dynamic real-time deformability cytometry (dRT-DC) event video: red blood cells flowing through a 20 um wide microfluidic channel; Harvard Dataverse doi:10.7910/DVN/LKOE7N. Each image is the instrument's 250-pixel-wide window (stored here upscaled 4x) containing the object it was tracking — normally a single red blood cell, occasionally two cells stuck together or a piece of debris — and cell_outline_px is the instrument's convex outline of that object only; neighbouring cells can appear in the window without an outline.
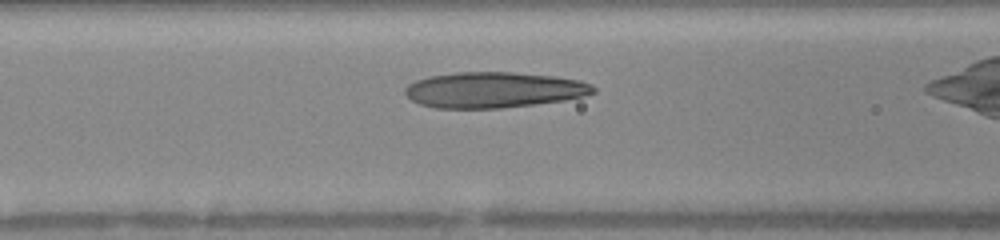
{"species": "human", "species_latin": "Homo sapiens", "temperature_condition": "warm", "stored_images_in_passage": 25, "camera_frame_rate_fps": 3000, "um_per_image_px": 0.085, "donor": {"sex": "female"}, "frame": {"image": 1, "passage_image": 5, "time_ms": 1.333, "image_size_px": [1000, 240], "cell_outline_px": [[596, 92], [584, 96], [564, 100], [500, 108], [436, 108], [420, 104], [412, 100], [404, 92], [404, 88], [408, 84], [416, 80], [428, 76], [456, 72], [512, 72], [552, 76], [576, 80], [592, 84], [596, 88]], "centroid_in_image_um": [41.94, 7.64], "position_along_channel_um": 124.7, "area_um2": 39.07}}
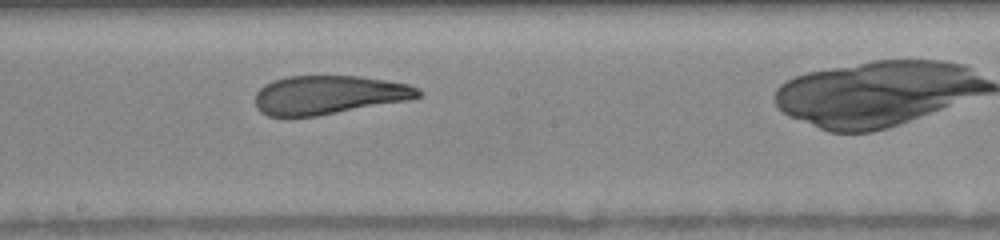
{"frame": {"image": 2, "passage_image": 12, "time_ms": 3.667, "image_size_px": [1000, 240], "cell_outline_px": [[420, 96], [408, 100], [316, 116], [268, 116], [260, 112], [256, 108], [256, 92], [264, 84], [272, 80], [288, 76], [360, 76], [408, 84], [420, 88]], "centroid_in_image_um": [27.91, 8.06], "position_along_channel_um": 220.3, "area_um2": 36.7}}
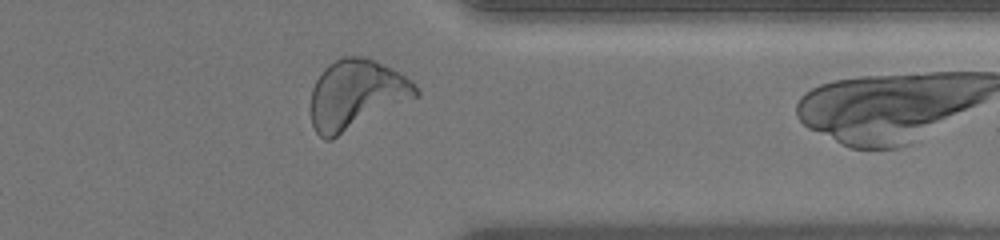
{"frame": {"image": 3, "passage_image": 24, "time_ms": 7.667, "image_size_px": [1000, 240], "cell_outline_px": [[420, 96], [332, 140], [324, 140], [316, 132], [312, 124], [312, 88], [316, 80], [324, 68], [328, 64], [344, 56], [364, 56], [412, 80], [420, 92]], "centroid_in_image_um": [30.29, 8.07], "position_along_channel_um": 381.1, "area_um2": 42.48}}